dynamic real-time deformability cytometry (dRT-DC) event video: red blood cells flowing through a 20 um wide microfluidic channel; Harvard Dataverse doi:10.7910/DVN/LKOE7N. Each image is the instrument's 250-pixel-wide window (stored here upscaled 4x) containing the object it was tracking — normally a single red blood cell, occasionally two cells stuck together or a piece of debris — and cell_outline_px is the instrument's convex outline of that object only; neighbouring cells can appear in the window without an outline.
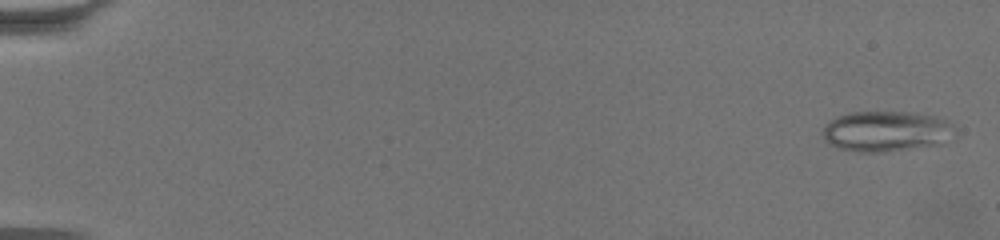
{"species": "common noctule bat (a hibernating species)", "species_latin": "Nyctalus noctula", "temperature_condition": "warm", "stored_images_in_passage": 56, "camera_frame_rate_fps": 3000, "um_per_image_px": 0.085, "animal": {"sex": "female", "body_mass_g": 19.5, "forearm_length_mm": 54.1}, "frame": {"image": 1, "passage_image": 2, "time_ms": 0.333, "image_size_px": [1000, 240], "cell_outline_px": [[960, 136], [944, 144], [884, 152], [860, 152], [840, 148], [828, 144], [824, 140], [820, 132], [836, 116], [852, 112], [908, 112], [932, 116], [944, 120], [952, 124]], "centroid_in_image_um": [75.4, 11.18], "position_along_channel_um": 9.6, "area_um2": 31.67}}
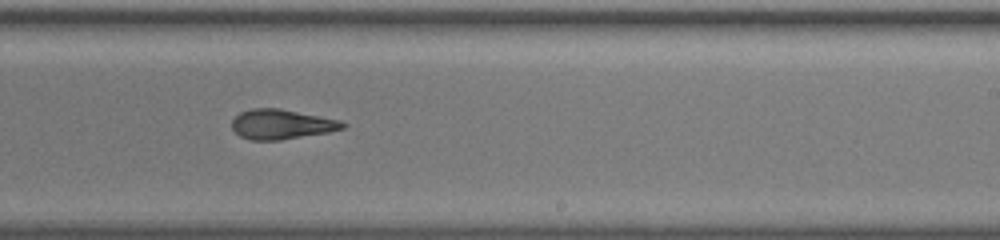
{"frame": {"image": 2, "passage_image": 41, "time_ms": 13.333, "image_size_px": [1000, 240], "cell_outline_px": [[348, 124], [344, 128], [328, 132], [280, 140], [252, 140], [240, 136], [232, 128], [232, 120], [240, 112], [252, 108], [280, 108], [340, 120]], "centroid_in_image_um": [23.93, 10.56], "position_along_channel_um": 265.1, "area_um2": 19.19}}
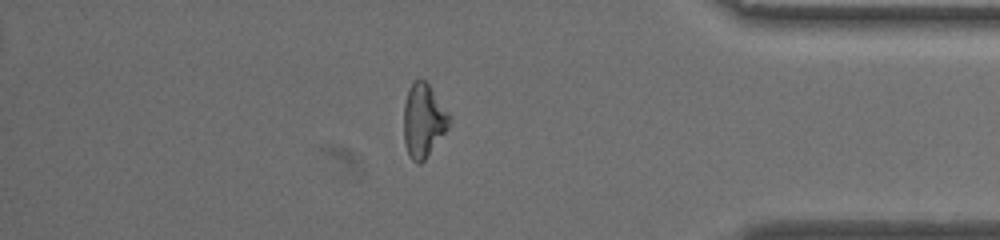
{"frame": {"image": 3, "passage_image": 55, "time_ms": 18.0, "image_size_px": [1000, 240], "cell_outline_px": [[452, 120], [448, 128], [424, 160], [420, 164], [416, 164], [408, 156], [404, 144], [404, 104], [408, 88], [416, 80], [424, 80], [428, 84], [448, 112]], "centroid_in_image_um": [35.98, 10.28], "position_along_channel_um": 399.2, "area_um2": 19.42}, "authors_computed_cell_mechanics": {"area_um2": 20.1433, "velocity_mm_per_s": 3.3798, "shape_relaxation_time_tau1_ms": 10.6731, "shape_relaxation_time_tau2_ms": 2.4992, "deformation_change_tau1": 0.2712, "deformation_change_tau2": 0.1221}}